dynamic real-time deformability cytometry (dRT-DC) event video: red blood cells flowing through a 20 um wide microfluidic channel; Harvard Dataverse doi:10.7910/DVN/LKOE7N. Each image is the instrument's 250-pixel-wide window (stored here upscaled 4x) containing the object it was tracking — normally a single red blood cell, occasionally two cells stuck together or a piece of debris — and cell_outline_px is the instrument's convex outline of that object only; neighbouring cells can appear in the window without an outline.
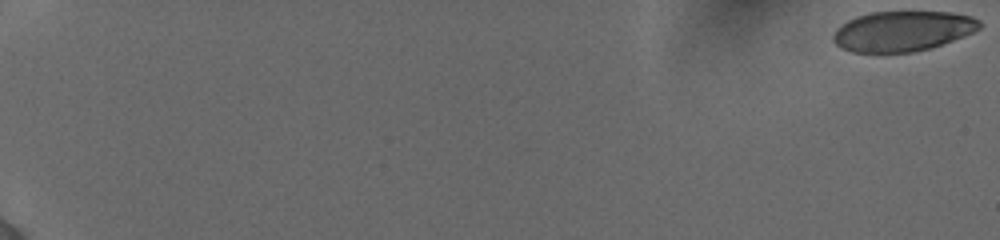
{"species": "human", "species_latin": "Homo sapiens", "temperature_condition": "cold", "stored_images_in_passage": 20, "camera_frame_rate_fps": 3000, "um_per_image_px": 0.085, "donor": {"sex": "female"}, "frame": {"image": 1, "passage_image": 1, "time_ms": 0.0, "image_size_px": [1000, 240], "cell_outline_px": [[980, 28], [964, 36], [928, 48], [912, 52], [852, 52], [840, 48], [832, 40], [832, 36], [836, 28], [840, 24], [856, 16], [868, 12], [952, 12], [972, 16], [980, 20]], "centroid_in_image_um": [76.67, 2.63], "position_along_channel_um": 8.3, "area_um2": 34.28}}
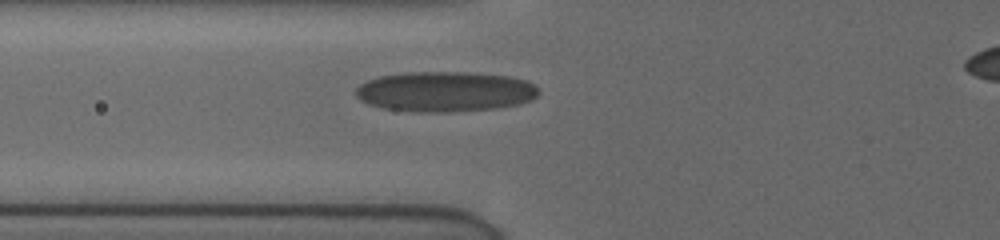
{"frame": {"image": 2, "passage_image": 17, "time_ms": 8.0, "image_size_px": [1000, 240], "cell_outline_px": [[540, 92], [532, 100], [520, 104], [496, 108], [444, 112], [420, 112], [384, 108], [368, 104], [360, 100], [356, 96], [356, 88], [360, 84], [368, 80], [380, 76], [404, 72], [468, 72], [508, 76], [528, 80], [536, 84]], "centroid_in_image_um": [37.87, 7.78], "position_along_channel_um": 87.9, "area_um2": 43.06}}
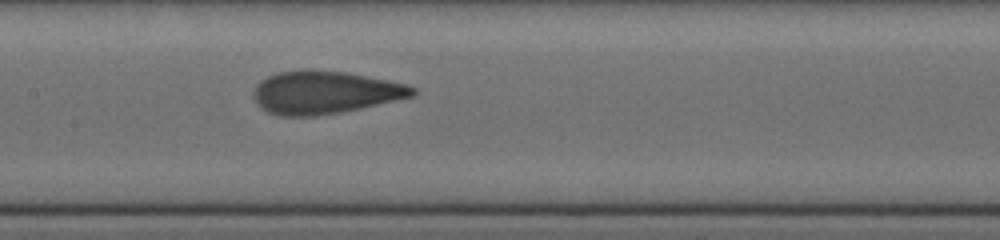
{"frame": {"image": 3, "passage_image": 20, "time_ms": 10.333, "image_size_px": [1000, 240], "cell_outline_px": [[416, 92], [412, 96], [360, 108], [340, 112], [312, 116], [280, 116], [268, 112], [260, 108], [252, 96], [252, 92], [256, 84], [260, 80], [268, 76], [280, 72], [300, 68], [304, 68], [344, 72], [388, 80], [408, 84], [416, 88]], "centroid_in_image_um": [27.54, 7.84], "position_along_channel_um": 179.9, "area_um2": 39.82}}